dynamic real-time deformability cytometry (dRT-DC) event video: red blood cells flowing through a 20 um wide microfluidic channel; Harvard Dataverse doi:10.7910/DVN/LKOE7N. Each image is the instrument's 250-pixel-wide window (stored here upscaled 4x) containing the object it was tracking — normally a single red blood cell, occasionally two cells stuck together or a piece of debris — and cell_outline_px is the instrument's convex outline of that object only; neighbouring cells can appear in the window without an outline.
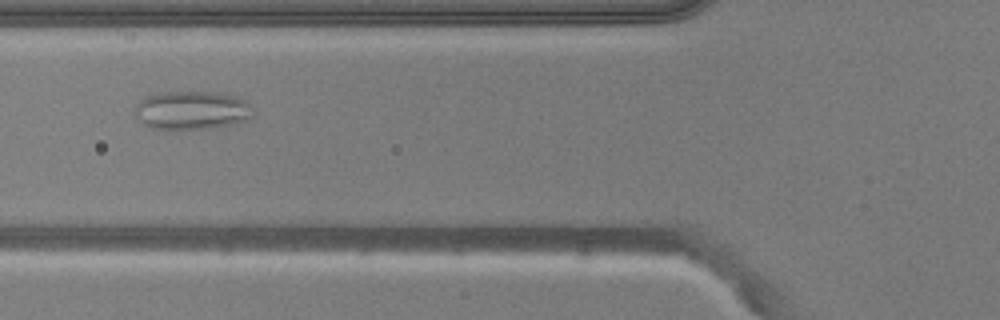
{"species": "common noctule bat (a hibernating species)", "species_latin": "Nyctalus noctula", "temperature_condition": "warm", "stored_images_in_passage": 10, "camera_frame_rate_fps": 3000, "um_per_image_px": 0.085, "animal": {"sex": "male", "body_mass_g": 20.5, "forearm_length_mm": 52.5}, "frame": {"image": 1, "passage_image": 4, "time_ms": 1.0, "image_size_px": [1000, 320], "cell_outline_px": [[252, 116], [244, 120], [232, 124], [208, 128], [152, 128], [144, 124], [136, 116], [136, 104], [144, 96], [160, 92], [216, 92], [232, 96], [244, 100], [252, 104]], "centroid_in_image_um": [16.29, 9.35], "position_along_channel_um": 109.5, "area_um2": 26.13}}